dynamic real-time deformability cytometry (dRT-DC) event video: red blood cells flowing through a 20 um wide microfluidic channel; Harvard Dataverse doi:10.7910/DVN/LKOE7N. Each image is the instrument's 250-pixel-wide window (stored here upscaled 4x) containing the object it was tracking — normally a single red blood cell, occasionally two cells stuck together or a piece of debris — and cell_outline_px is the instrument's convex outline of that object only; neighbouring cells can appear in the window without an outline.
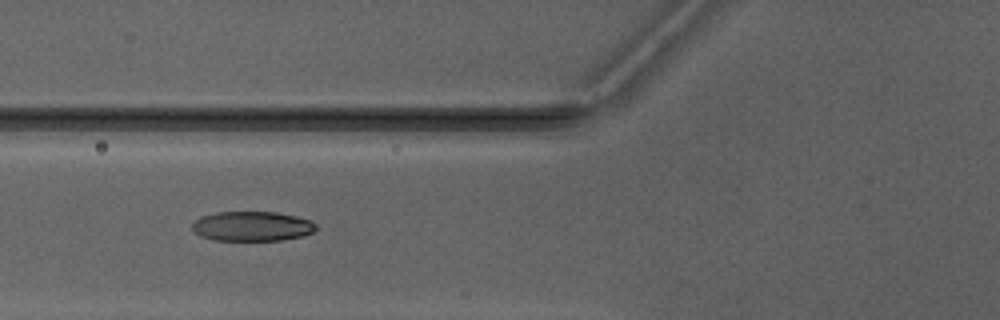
{"species": "Egyptian fruit bat (a non-hibernating species)", "species_latin": "Rousettus aegyptiacus", "temperature_condition": "warm", "stored_images_in_passage": 6, "camera_frame_rate_fps": 3000, "um_per_image_px": 0.085, "animal": {"sex": "male"}, "frame": {"image": 1, "passage_image": 4, "time_ms": 3.667, "image_size_px": [1000, 320], "cell_outline_px": [[316, 228], [312, 232], [304, 236], [280, 240], [212, 240], [200, 236], [192, 228], [192, 224], [200, 216], [216, 212], [276, 212], [296, 216], [312, 220], [316, 224]], "centroid_in_image_um": [21.43, 19.22], "position_along_channel_um": 104.4, "area_um2": 21.5}}
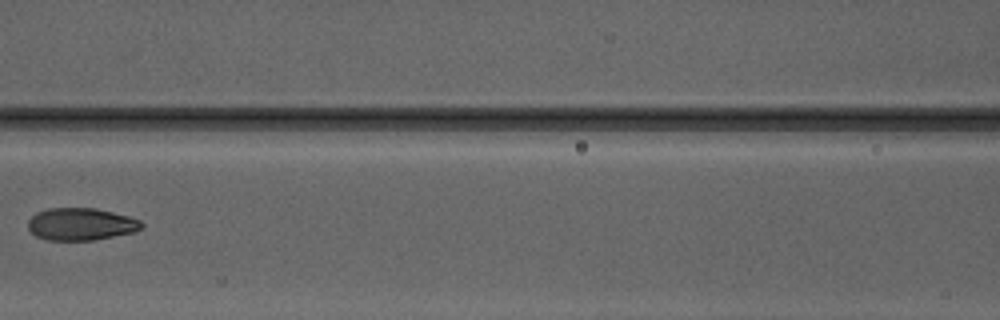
{"frame": {"image": 2, "passage_image": 5, "time_ms": 5.0, "image_size_px": [1000, 320], "cell_outline_px": [[144, 224], [136, 232], [92, 240], [48, 240], [36, 236], [28, 228], [28, 220], [36, 212], [48, 208], [96, 208], [128, 216], [140, 220]], "centroid_in_image_um": [6.87, 19.05], "position_along_channel_um": 159.7, "area_um2": 21.39}}
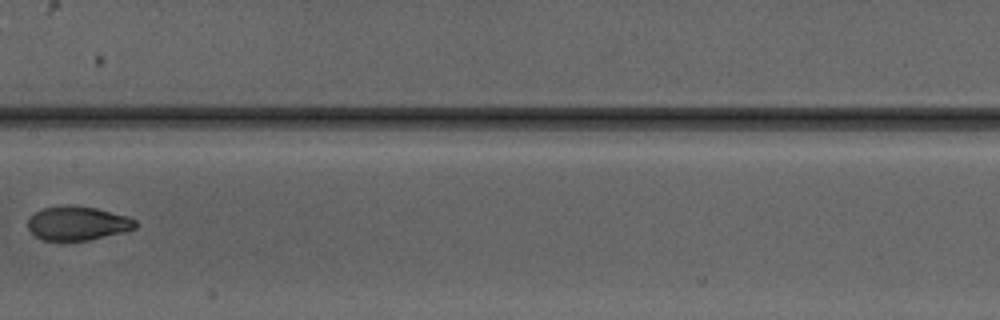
{"frame": {"image": 3, "passage_image": 6, "time_ms": 6.0, "image_size_px": [1000, 320], "cell_outline_px": [[136, 228], [124, 232], [88, 240], [40, 240], [28, 228], [28, 220], [40, 208], [64, 204], [68, 204], [96, 208], [128, 216], [136, 220]], "centroid_in_image_um": [6.59, 18.96], "position_along_channel_um": 200.8, "area_um2": 21.39}}